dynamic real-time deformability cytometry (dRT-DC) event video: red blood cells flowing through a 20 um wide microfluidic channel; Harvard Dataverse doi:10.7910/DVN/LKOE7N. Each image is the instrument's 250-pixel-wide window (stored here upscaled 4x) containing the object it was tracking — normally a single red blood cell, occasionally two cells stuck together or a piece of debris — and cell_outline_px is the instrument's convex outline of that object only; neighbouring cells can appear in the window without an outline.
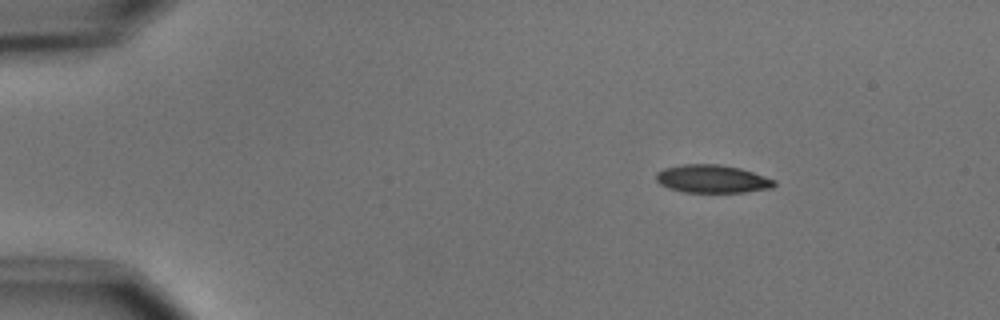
{"species": "common noctule bat (a hibernating species)", "species_latin": "Nyctalus noctula", "temperature_condition": "cold", "stored_images_in_passage": 6, "camera_frame_rate_fps": 3000, "um_per_image_px": 0.085, "animal": {"sex": "male", "body_mass_g": 15.6}, "frame": {"image": 1, "passage_image": 2, "time_ms": 1.333, "image_size_px": [1000, 320], "cell_outline_px": [[776, 184], [772, 188], [744, 192], [684, 192], [668, 188], [660, 184], [656, 180], [656, 172], [664, 168], [684, 164], [720, 164], [740, 168], [776, 180]], "centroid_in_image_um": [60.53, 15.2], "position_along_channel_um": 24.5, "area_um2": 19.31}}
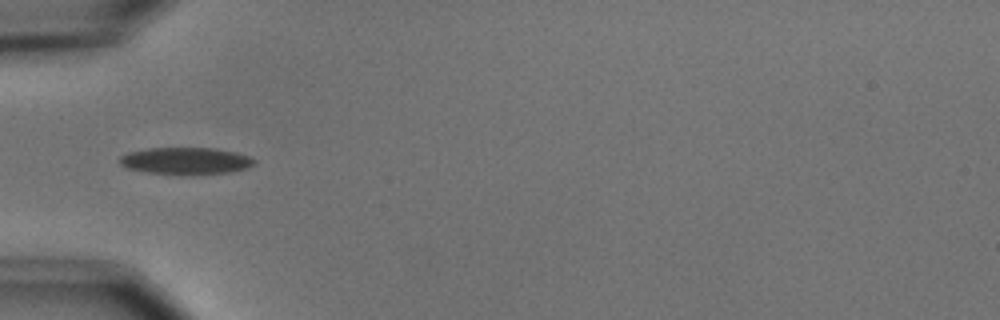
{"frame": {"image": 2, "passage_image": 5, "time_ms": 4.667, "image_size_px": [1000, 320], "cell_outline_px": [[256, 164], [248, 168], [232, 172], [148, 172], [128, 168], [120, 164], [120, 156], [128, 152], [148, 148], [216, 148], [236, 152], [248, 156], [256, 160]], "centroid_in_image_um": [15.83, 13.63], "position_along_channel_um": 69.2, "area_um2": 20.35}}
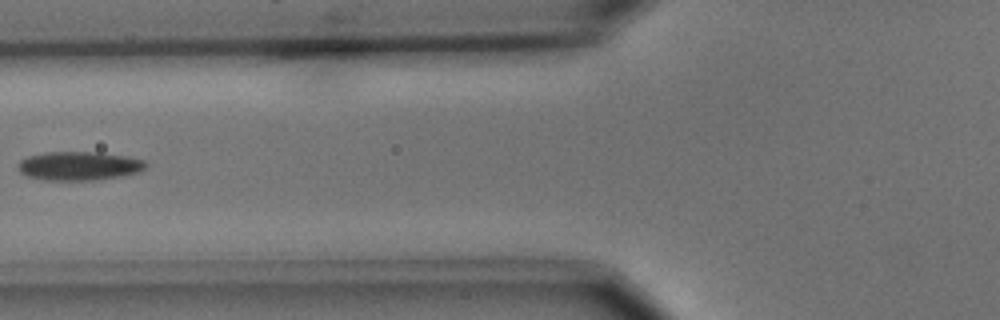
{"frame": {"image": 3, "passage_image": 6, "time_ms": 6.0, "image_size_px": [1000, 320], "cell_outline_px": [[148, 164], [140, 172], [120, 176], [96, 180], [44, 180], [28, 176], [20, 172], [20, 160], [28, 156], [48, 152], [96, 152], [128, 156], [144, 160]], "centroid_in_image_um": [6.76, 14.1], "position_along_channel_um": 119.0, "area_um2": 21.33}}